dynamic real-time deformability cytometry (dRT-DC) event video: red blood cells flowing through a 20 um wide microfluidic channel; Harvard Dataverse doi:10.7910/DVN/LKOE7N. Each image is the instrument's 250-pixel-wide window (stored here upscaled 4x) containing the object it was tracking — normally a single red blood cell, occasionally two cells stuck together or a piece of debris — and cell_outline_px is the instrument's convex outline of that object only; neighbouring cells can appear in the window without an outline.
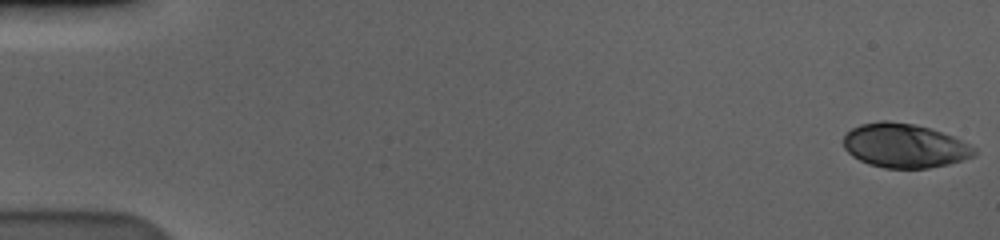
{"species": "human", "species_latin": "Homo sapiens", "temperature_condition": "cold", "stored_images_in_passage": 59, "camera_frame_rate_fps": 3000, "um_per_image_px": 0.085, "donor": {"sex": "male"}, "frame": {"image": 1, "passage_image": 1, "time_ms": 0.0, "image_size_px": [1000, 240], "cell_outline_px": [[976, 156], [964, 160], [948, 164], [928, 168], [884, 168], [868, 164], [852, 156], [844, 148], [844, 136], [852, 128], [860, 124], [880, 120], [888, 120], [912, 124], [928, 128], [952, 136], [976, 148]], "centroid_in_image_um": [76.88, 12.39], "position_along_channel_um": 8.1, "area_um2": 33.58}}
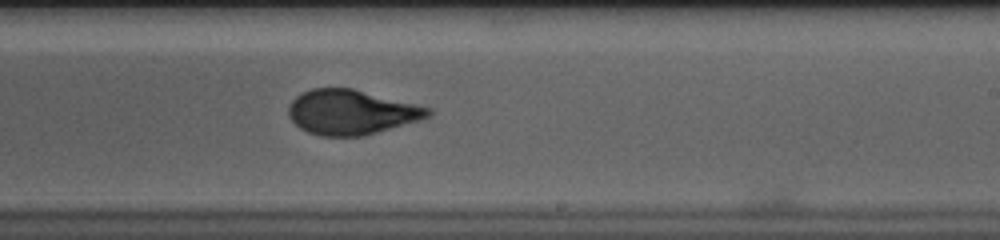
{"frame": {"image": 2, "passage_image": 36, "time_ms": 11.667, "image_size_px": [1000, 240], "cell_outline_px": [[432, 112], [428, 116], [420, 120], [364, 136], [320, 136], [308, 132], [300, 128], [288, 116], [288, 104], [296, 96], [312, 88], [352, 88], [432, 108]], "centroid_in_image_um": [29.84, 9.54], "position_along_channel_um": 259.2, "area_um2": 36.36}}
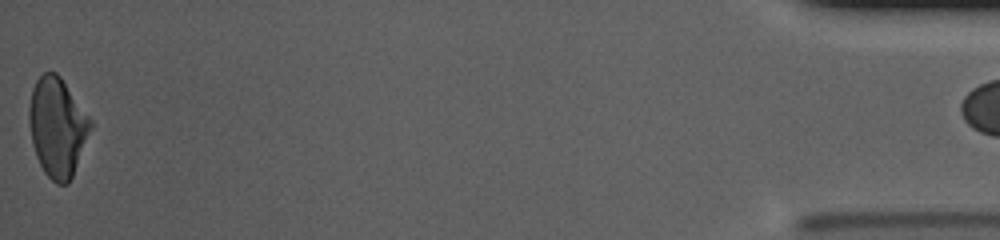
{"frame": {"image": 3, "passage_image": 58, "time_ms": 19.0, "image_size_px": [1000, 240], "cell_outline_px": [[92, 128], [72, 176], [68, 184], [56, 184], [44, 172], [36, 156], [32, 144], [28, 124], [28, 108], [32, 88], [36, 80], [44, 72], [56, 72], [60, 76], [92, 120]], "centroid_in_image_um": [4.86, 10.8], "position_along_channel_um": 430.3, "area_um2": 35.55}}